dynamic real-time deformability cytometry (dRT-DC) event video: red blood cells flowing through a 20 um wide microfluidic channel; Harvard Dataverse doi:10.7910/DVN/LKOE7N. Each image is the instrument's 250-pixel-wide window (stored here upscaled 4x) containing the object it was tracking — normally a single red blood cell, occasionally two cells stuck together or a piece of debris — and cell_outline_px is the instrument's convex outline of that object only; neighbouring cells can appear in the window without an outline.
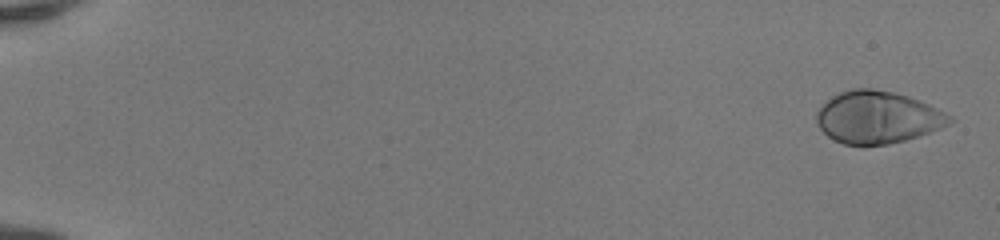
{"species": "human", "species_latin": "Homo sapiens", "temperature_condition": "room temperature", "stored_images_in_passage": 51, "camera_frame_rate_fps": 3000, "um_per_image_px": 0.085, "donor": {"sex": "female"}, "frame": {"image": 1, "passage_image": 2, "time_ms": 0.333, "image_size_px": [1000, 240], "cell_outline_px": [[956, 120], [940, 128], [904, 140], [888, 144], [864, 148], [860, 148], [844, 144], [828, 136], [820, 128], [816, 120], [816, 112], [832, 96], [848, 88], [872, 88], [892, 92], [908, 96], [928, 104], [952, 116]], "centroid_in_image_um": [74.57, 9.99], "position_along_channel_um": 10.4, "area_um2": 40.75}}
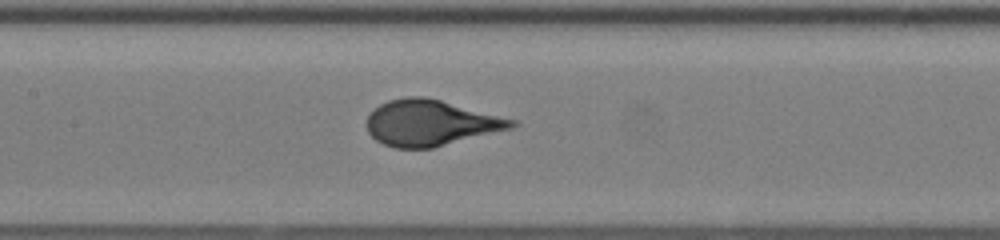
{"frame": {"image": 2, "passage_image": 27, "time_ms": 8.667, "image_size_px": [1000, 240], "cell_outline_px": [[520, 124], [512, 128], [432, 148], [396, 148], [384, 144], [376, 140], [368, 132], [368, 116], [380, 104], [388, 100], [408, 96], [424, 96], [440, 100], [516, 120]], "centroid_in_image_um": [36.61, 10.44], "position_along_channel_um": 170.8, "area_um2": 38.32}}
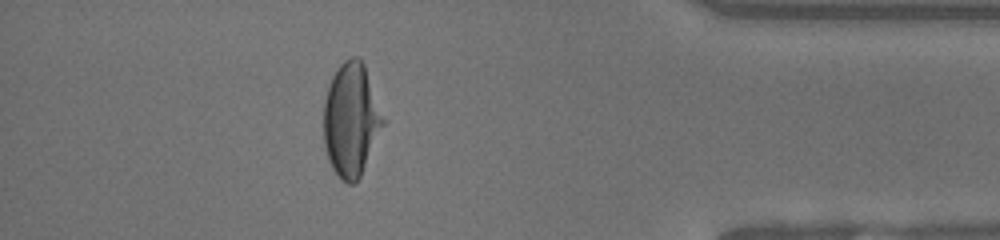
{"frame": {"image": 3, "passage_image": 46, "time_ms": 15.0, "image_size_px": [1000, 240], "cell_outline_px": [[388, 120], [360, 176], [352, 184], [348, 184], [340, 180], [332, 168], [328, 160], [324, 144], [324, 100], [332, 76], [336, 68], [344, 60], [352, 56], [360, 56], [364, 64]], "centroid_in_image_um": [29.89, 10.16], "position_along_channel_um": 405.3, "area_um2": 40.23}}